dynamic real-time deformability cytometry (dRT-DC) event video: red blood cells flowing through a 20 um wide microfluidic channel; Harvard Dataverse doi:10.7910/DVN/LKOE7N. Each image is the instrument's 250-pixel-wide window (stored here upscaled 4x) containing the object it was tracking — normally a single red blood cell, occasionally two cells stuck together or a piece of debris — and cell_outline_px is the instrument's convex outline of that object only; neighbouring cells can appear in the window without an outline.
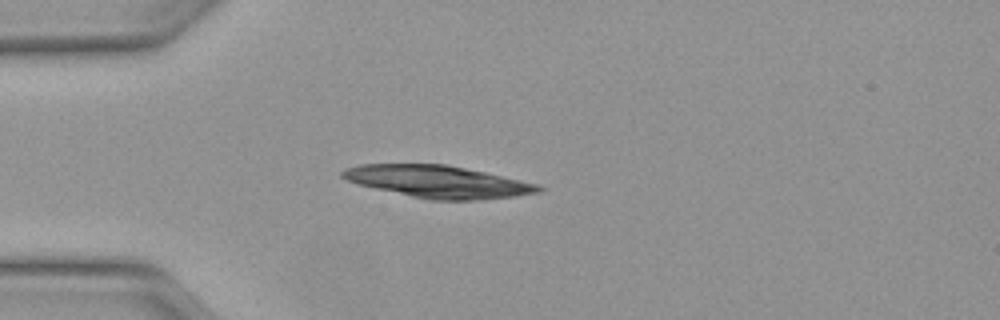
{"species": "Egyptian fruit bat (a non-hibernating species)", "species_latin": "Rousettus aegyptiacus", "temperature_condition": "warm", "stored_images_in_passage": 37, "camera_frame_rate_fps": 3000, "um_per_image_px": 0.085, "animal": {"sex": "female"}, "frame": {"image": 1, "passage_image": 1, "time_ms": 0.0, "image_size_px": [1000, 320], "cell_outline_px": [[544, 188], [540, 192], [512, 196], [476, 200], [432, 200], [412, 196], [376, 188], [360, 184], [348, 180], [340, 176], [340, 172], [344, 168], [360, 164], [444, 164], [484, 172], [536, 184]], "centroid_in_image_um": [37.19, 15.43], "position_along_channel_um": 47.8, "area_um2": 36.13}}